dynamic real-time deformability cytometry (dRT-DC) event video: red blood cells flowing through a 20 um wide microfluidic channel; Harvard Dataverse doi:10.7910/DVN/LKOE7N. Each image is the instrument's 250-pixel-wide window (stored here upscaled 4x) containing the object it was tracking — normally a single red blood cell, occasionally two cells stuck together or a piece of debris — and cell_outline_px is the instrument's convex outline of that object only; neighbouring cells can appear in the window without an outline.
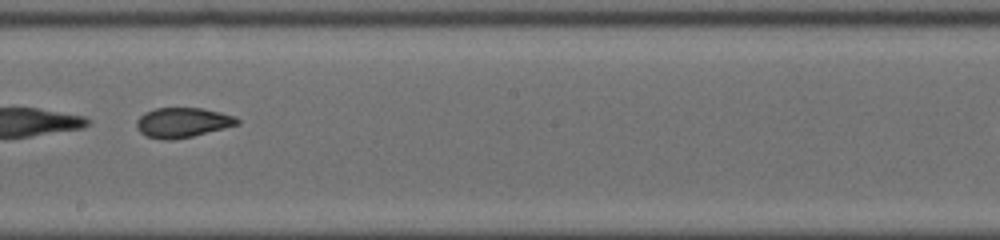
{"species": "common noctule bat (a hibernating species)", "species_latin": "Nyctalus noctula", "temperature_condition": "cold", "stored_images_in_passage": 28, "camera_frame_rate_fps": 3000, "um_per_image_px": 0.085, "animal": {"sex": "male", "body_mass_g": 19.0, "forearm_length_mm": 50.8}, "frame": {"image": 1, "passage_image": 13, "time_ms": 4.0, "image_size_px": [1000, 240], "cell_outline_px": [[240, 124], [192, 136], [172, 140], [160, 140], [148, 136], [140, 132], [136, 128], [136, 120], [144, 112], [156, 108], [200, 108], [220, 112], [236, 116], [240, 120]], "centroid_in_image_um": [15.51, 10.41], "position_along_channel_um": 232.7, "area_um2": 17.57}}
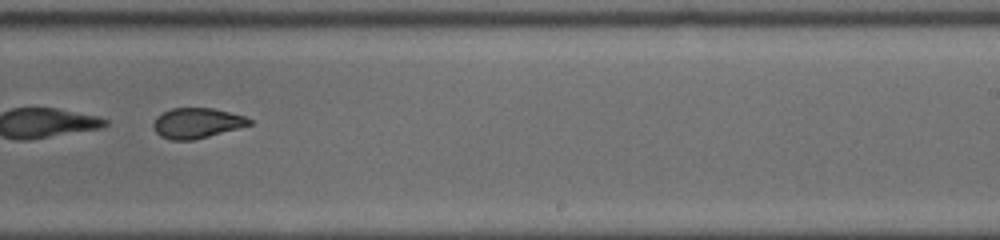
{"frame": {"image": 2, "passage_image": 16, "time_ms": 5.0, "image_size_px": [1000, 240], "cell_outline_px": [[252, 124], [208, 136], [192, 140], [168, 140], [160, 136], [156, 132], [152, 124], [156, 116], [172, 108], [212, 108], [244, 116], [252, 120]], "centroid_in_image_um": [16.69, 10.46], "position_along_channel_um": 272.3, "area_um2": 16.76}}